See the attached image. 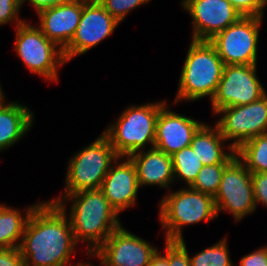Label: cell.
<instances>
[{"label": "cell", "mask_w": 267, "mask_h": 266, "mask_svg": "<svg viewBox=\"0 0 267 266\" xmlns=\"http://www.w3.org/2000/svg\"><path fill=\"white\" fill-rule=\"evenodd\" d=\"M239 266H267V245L242 256Z\"/></svg>", "instance_id": "31"}, {"label": "cell", "mask_w": 267, "mask_h": 266, "mask_svg": "<svg viewBox=\"0 0 267 266\" xmlns=\"http://www.w3.org/2000/svg\"><path fill=\"white\" fill-rule=\"evenodd\" d=\"M164 245V254L157 251L148 266H169V241L165 240Z\"/></svg>", "instance_id": "33"}, {"label": "cell", "mask_w": 267, "mask_h": 266, "mask_svg": "<svg viewBox=\"0 0 267 266\" xmlns=\"http://www.w3.org/2000/svg\"><path fill=\"white\" fill-rule=\"evenodd\" d=\"M227 238L190 257L191 266H236L231 261Z\"/></svg>", "instance_id": "24"}, {"label": "cell", "mask_w": 267, "mask_h": 266, "mask_svg": "<svg viewBox=\"0 0 267 266\" xmlns=\"http://www.w3.org/2000/svg\"><path fill=\"white\" fill-rule=\"evenodd\" d=\"M34 113L28 106L13 101L0 104V152L22 140L33 128Z\"/></svg>", "instance_id": "20"}, {"label": "cell", "mask_w": 267, "mask_h": 266, "mask_svg": "<svg viewBox=\"0 0 267 266\" xmlns=\"http://www.w3.org/2000/svg\"><path fill=\"white\" fill-rule=\"evenodd\" d=\"M75 1L90 2V1H98V0H75Z\"/></svg>", "instance_id": "37"}, {"label": "cell", "mask_w": 267, "mask_h": 266, "mask_svg": "<svg viewBox=\"0 0 267 266\" xmlns=\"http://www.w3.org/2000/svg\"><path fill=\"white\" fill-rule=\"evenodd\" d=\"M49 201L57 204L69 220L77 244L86 243L85 253L91 256L121 226L118 213L100 189L73 194H60ZM67 202L71 203L69 213Z\"/></svg>", "instance_id": "2"}, {"label": "cell", "mask_w": 267, "mask_h": 266, "mask_svg": "<svg viewBox=\"0 0 267 266\" xmlns=\"http://www.w3.org/2000/svg\"><path fill=\"white\" fill-rule=\"evenodd\" d=\"M21 0H0V26L11 22L14 27L25 22L19 15Z\"/></svg>", "instance_id": "27"}, {"label": "cell", "mask_w": 267, "mask_h": 266, "mask_svg": "<svg viewBox=\"0 0 267 266\" xmlns=\"http://www.w3.org/2000/svg\"><path fill=\"white\" fill-rule=\"evenodd\" d=\"M169 266H191L184 239L180 241H169Z\"/></svg>", "instance_id": "29"}, {"label": "cell", "mask_w": 267, "mask_h": 266, "mask_svg": "<svg viewBox=\"0 0 267 266\" xmlns=\"http://www.w3.org/2000/svg\"><path fill=\"white\" fill-rule=\"evenodd\" d=\"M180 113L170 110L166 103L159 112L156 121L154 147L173 155L190 146L194 134L204 124Z\"/></svg>", "instance_id": "17"}, {"label": "cell", "mask_w": 267, "mask_h": 266, "mask_svg": "<svg viewBox=\"0 0 267 266\" xmlns=\"http://www.w3.org/2000/svg\"><path fill=\"white\" fill-rule=\"evenodd\" d=\"M262 19L263 17L242 16L209 40L224 65L257 64V45Z\"/></svg>", "instance_id": "9"}, {"label": "cell", "mask_w": 267, "mask_h": 266, "mask_svg": "<svg viewBox=\"0 0 267 266\" xmlns=\"http://www.w3.org/2000/svg\"><path fill=\"white\" fill-rule=\"evenodd\" d=\"M172 157L174 182L177 180L185 183L190 187L199 171L203 167L201 160L197 157L190 146L175 152Z\"/></svg>", "instance_id": "23"}, {"label": "cell", "mask_w": 267, "mask_h": 266, "mask_svg": "<svg viewBox=\"0 0 267 266\" xmlns=\"http://www.w3.org/2000/svg\"><path fill=\"white\" fill-rule=\"evenodd\" d=\"M0 266H24L19 248H0Z\"/></svg>", "instance_id": "32"}, {"label": "cell", "mask_w": 267, "mask_h": 266, "mask_svg": "<svg viewBox=\"0 0 267 266\" xmlns=\"http://www.w3.org/2000/svg\"><path fill=\"white\" fill-rule=\"evenodd\" d=\"M158 250L121 225L90 257L102 266H148Z\"/></svg>", "instance_id": "12"}, {"label": "cell", "mask_w": 267, "mask_h": 266, "mask_svg": "<svg viewBox=\"0 0 267 266\" xmlns=\"http://www.w3.org/2000/svg\"><path fill=\"white\" fill-rule=\"evenodd\" d=\"M79 266H94L93 264H91V262H83L81 265Z\"/></svg>", "instance_id": "36"}, {"label": "cell", "mask_w": 267, "mask_h": 266, "mask_svg": "<svg viewBox=\"0 0 267 266\" xmlns=\"http://www.w3.org/2000/svg\"><path fill=\"white\" fill-rule=\"evenodd\" d=\"M256 69L257 64L224 65L221 80L210 101L213 114L225 107L247 105L267 93Z\"/></svg>", "instance_id": "11"}, {"label": "cell", "mask_w": 267, "mask_h": 266, "mask_svg": "<svg viewBox=\"0 0 267 266\" xmlns=\"http://www.w3.org/2000/svg\"><path fill=\"white\" fill-rule=\"evenodd\" d=\"M245 17H263L267 0H228Z\"/></svg>", "instance_id": "28"}, {"label": "cell", "mask_w": 267, "mask_h": 266, "mask_svg": "<svg viewBox=\"0 0 267 266\" xmlns=\"http://www.w3.org/2000/svg\"><path fill=\"white\" fill-rule=\"evenodd\" d=\"M104 8L115 18L119 23L123 22L125 17L137 9V7L143 6L152 0H98Z\"/></svg>", "instance_id": "26"}, {"label": "cell", "mask_w": 267, "mask_h": 266, "mask_svg": "<svg viewBox=\"0 0 267 266\" xmlns=\"http://www.w3.org/2000/svg\"><path fill=\"white\" fill-rule=\"evenodd\" d=\"M227 165H203L190 188L214 197L219 189L222 174Z\"/></svg>", "instance_id": "25"}, {"label": "cell", "mask_w": 267, "mask_h": 266, "mask_svg": "<svg viewBox=\"0 0 267 266\" xmlns=\"http://www.w3.org/2000/svg\"><path fill=\"white\" fill-rule=\"evenodd\" d=\"M139 188L132 160L126 156H119L111 165L100 190L119 215L125 209L136 205Z\"/></svg>", "instance_id": "15"}, {"label": "cell", "mask_w": 267, "mask_h": 266, "mask_svg": "<svg viewBox=\"0 0 267 266\" xmlns=\"http://www.w3.org/2000/svg\"><path fill=\"white\" fill-rule=\"evenodd\" d=\"M214 115H220L215 124L236 151L244 142L267 133V93L252 103L225 107Z\"/></svg>", "instance_id": "10"}, {"label": "cell", "mask_w": 267, "mask_h": 266, "mask_svg": "<svg viewBox=\"0 0 267 266\" xmlns=\"http://www.w3.org/2000/svg\"><path fill=\"white\" fill-rule=\"evenodd\" d=\"M6 102L5 93L2 90V86L0 84V104Z\"/></svg>", "instance_id": "35"}, {"label": "cell", "mask_w": 267, "mask_h": 266, "mask_svg": "<svg viewBox=\"0 0 267 266\" xmlns=\"http://www.w3.org/2000/svg\"><path fill=\"white\" fill-rule=\"evenodd\" d=\"M41 202L26 207L24 212L0 203V248H19L27 221Z\"/></svg>", "instance_id": "21"}, {"label": "cell", "mask_w": 267, "mask_h": 266, "mask_svg": "<svg viewBox=\"0 0 267 266\" xmlns=\"http://www.w3.org/2000/svg\"><path fill=\"white\" fill-rule=\"evenodd\" d=\"M158 216L167 241L184 239L182 229L185 225L209 223L218 217L212 195L186 186L177 191L171 189L163 196Z\"/></svg>", "instance_id": "4"}, {"label": "cell", "mask_w": 267, "mask_h": 266, "mask_svg": "<svg viewBox=\"0 0 267 266\" xmlns=\"http://www.w3.org/2000/svg\"><path fill=\"white\" fill-rule=\"evenodd\" d=\"M192 18V39L209 41L242 16L228 0H182Z\"/></svg>", "instance_id": "14"}, {"label": "cell", "mask_w": 267, "mask_h": 266, "mask_svg": "<svg viewBox=\"0 0 267 266\" xmlns=\"http://www.w3.org/2000/svg\"><path fill=\"white\" fill-rule=\"evenodd\" d=\"M236 155L251 173L267 172V133L244 142Z\"/></svg>", "instance_id": "22"}, {"label": "cell", "mask_w": 267, "mask_h": 266, "mask_svg": "<svg viewBox=\"0 0 267 266\" xmlns=\"http://www.w3.org/2000/svg\"><path fill=\"white\" fill-rule=\"evenodd\" d=\"M77 246L69 217L47 200L31 213L19 250L24 266H79L70 262Z\"/></svg>", "instance_id": "1"}, {"label": "cell", "mask_w": 267, "mask_h": 266, "mask_svg": "<svg viewBox=\"0 0 267 266\" xmlns=\"http://www.w3.org/2000/svg\"><path fill=\"white\" fill-rule=\"evenodd\" d=\"M165 100L131 105L102 132L118 156H126L154 147L156 121Z\"/></svg>", "instance_id": "5"}, {"label": "cell", "mask_w": 267, "mask_h": 266, "mask_svg": "<svg viewBox=\"0 0 267 266\" xmlns=\"http://www.w3.org/2000/svg\"><path fill=\"white\" fill-rule=\"evenodd\" d=\"M223 68L222 59L209 41L191 40L173 103L183 100L194 102L206 96L211 101L221 80Z\"/></svg>", "instance_id": "3"}, {"label": "cell", "mask_w": 267, "mask_h": 266, "mask_svg": "<svg viewBox=\"0 0 267 266\" xmlns=\"http://www.w3.org/2000/svg\"><path fill=\"white\" fill-rule=\"evenodd\" d=\"M214 125L204 123L194 134L190 147L203 165L229 164L237 156L236 151L227 145L218 126Z\"/></svg>", "instance_id": "19"}, {"label": "cell", "mask_w": 267, "mask_h": 266, "mask_svg": "<svg viewBox=\"0 0 267 266\" xmlns=\"http://www.w3.org/2000/svg\"><path fill=\"white\" fill-rule=\"evenodd\" d=\"M214 202L217 216L228 212L235 222L256 211L251 172L237 156L225 167Z\"/></svg>", "instance_id": "8"}, {"label": "cell", "mask_w": 267, "mask_h": 266, "mask_svg": "<svg viewBox=\"0 0 267 266\" xmlns=\"http://www.w3.org/2000/svg\"><path fill=\"white\" fill-rule=\"evenodd\" d=\"M83 6V1L68 0L41 9L37 12V27L64 50L76 33Z\"/></svg>", "instance_id": "16"}, {"label": "cell", "mask_w": 267, "mask_h": 266, "mask_svg": "<svg viewBox=\"0 0 267 266\" xmlns=\"http://www.w3.org/2000/svg\"><path fill=\"white\" fill-rule=\"evenodd\" d=\"M135 168L139 187L159 186L171 189L174 183L172 157L156 147L135 152L128 156Z\"/></svg>", "instance_id": "18"}, {"label": "cell", "mask_w": 267, "mask_h": 266, "mask_svg": "<svg viewBox=\"0 0 267 266\" xmlns=\"http://www.w3.org/2000/svg\"><path fill=\"white\" fill-rule=\"evenodd\" d=\"M251 179L256 207L259 203L267 207V172L251 173Z\"/></svg>", "instance_id": "30"}, {"label": "cell", "mask_w": 267, "mask_h": 266, "mask_svg": "<svg viewBox=\"0 0 267 266\" xmlns=\"http://www.w3.org/2000/svg\"><path fill=\"white\" fill-rule=\"evenodd\" d=\"M26 1H29L28 3L35 8V12L37 13L41 9L47 8L53 4L66 2L68 0H21V6Z\"/></svg>", "instance_id": "34"}, {"label": "cell", "mask_w": 267, "mask_h": 266, "mask_svg": "<svg viewBox=\"0 0 267 266\" xmlns=\"http://www.w3.org/2000/svg\"><path fill=\"white\" fill-rule=\"evenodd\" d=\"M118 157L108 138L103 133L100 134L69 159L63 194L100 189L111 165Z\"/></svg>", "instance_id": "6"}, {"label": "cell", "mask_w": 267, "mask_h": 266, "mask_svg": "<svg viewBox=\"0 0 267 266\" xmlns=\"http://www.w3.org/2000/svg\"><path fill=\"white\" fill-rule=\"evenodd\" d=\"M14 51L29 72L45 81H59L58 70L66 64L63 50L28 21L15 27Z\"/></svg>", "instance_id": "7"}, {"label": "cell", "mask_w": 267, "mask_h": 266, "mask_svg": "<svg viewBox=\"0 0 267 266\" xmlns=\"http://www.w3.org/2000/svg\"><path fill=\"white\" fill-rule=\"evenodd\" d=\"M119 24L99 1L84 2L76 33L63 50L66 62L96 47L111 36Z\"/></svg>", "instance_id": "13"}]
</instances>
